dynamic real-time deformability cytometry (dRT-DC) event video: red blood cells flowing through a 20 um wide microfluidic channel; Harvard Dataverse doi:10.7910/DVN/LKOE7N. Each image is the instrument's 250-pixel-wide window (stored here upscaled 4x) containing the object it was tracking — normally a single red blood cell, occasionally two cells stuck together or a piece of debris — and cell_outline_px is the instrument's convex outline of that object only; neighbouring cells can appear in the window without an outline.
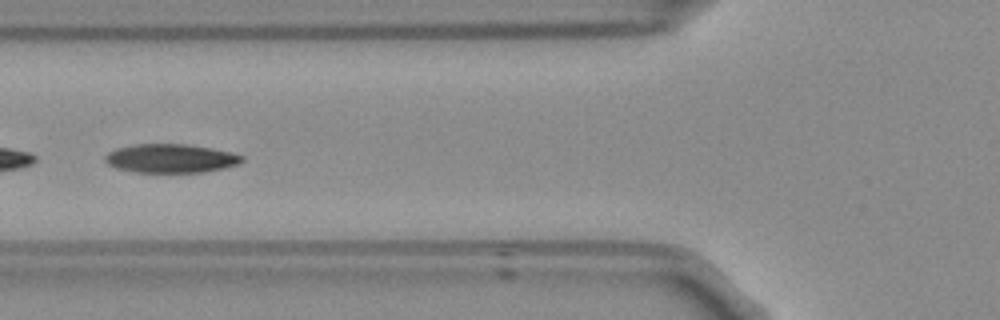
{"species": "Egyptian fruit bat (a non-hibernating species)", "species_latin": "Rousettus aegyptiacus", "temperature_condition": "room temperature", "stored_images_in_passage": 16, "camera_frame_rate_fps": 3000, "um_per_image_px": 0.085, "frame": {"image": 1, "passage_image": 7, "time_ms": 2.0, "image_size_px": [1000, 320], "cell_outline_px": [[244, 160], [240, 164], [224, 168], [204, 172], [136, 172], [116, 168], [108, 164], [104, 160], [104, 156], [108, 152], [116, 148], [136, 144], [188, 144], [212, 148], [244, 156]], "centroid_in_image_um": [14.51, 13.46], "position_along_channel_um": 111.3, "area_um2": 23.0}}